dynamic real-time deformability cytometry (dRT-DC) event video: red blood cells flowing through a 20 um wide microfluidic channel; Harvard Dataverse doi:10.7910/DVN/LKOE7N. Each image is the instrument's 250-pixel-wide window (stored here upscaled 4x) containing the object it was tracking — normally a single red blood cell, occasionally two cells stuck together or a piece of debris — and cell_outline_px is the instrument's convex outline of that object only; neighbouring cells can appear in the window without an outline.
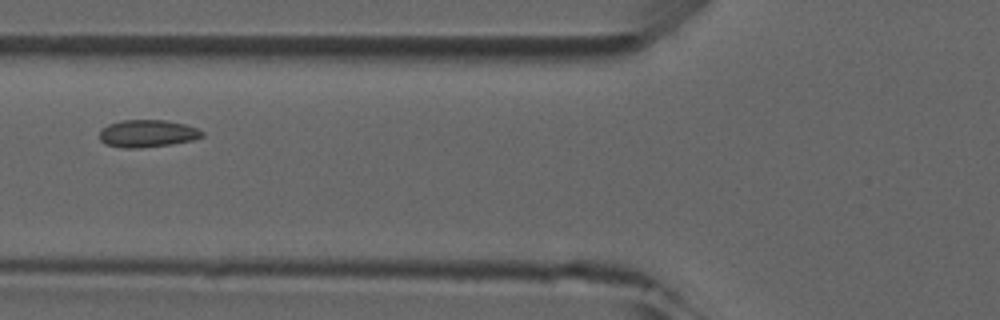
{"species": "common noctule bat (a hibernating species)", "species_latin": "Nyctalus noctula", "temperature_condition": "room temperature", "stored_images_in_passage": 6, "camera_frame_rate_fps": 3000, "um_per_image_px": 0.085, "animal": {"sex": "male", "forearm_length_mm": 52.5}, "frame": {"image": 1, "passage_image": 5, "time_ms": 4.667, "image_size_px": [1000, 320], "cell_outline_px": [[204, 136], [192, 140], [172, 144], [140, 148], [124, 148], [104, 144], [100, 140], [100, 128], [108, 124], [124, 120], [164, 120], [184, 124], [196, 128], [204, 132]], "centroid_in_image_um": [12.5, 11.35], "position_along_channel_um": 113.3, "area_um2": 16.42}}
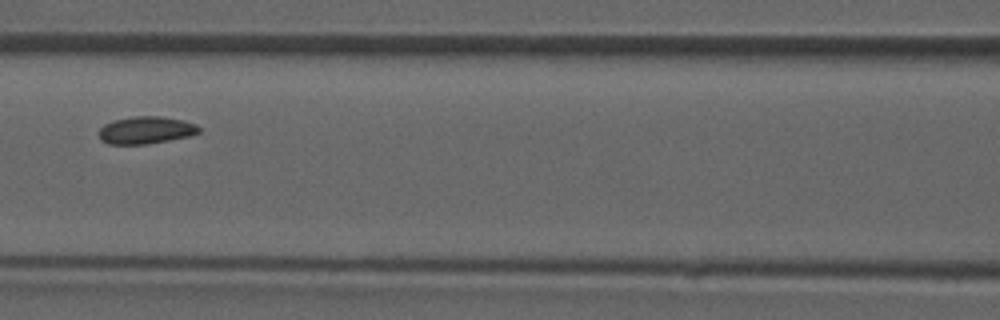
{"frame": {"image": 2, "passage_image": 6, "time_ms": 5.667, "image_size_px": [1000, 320], "cell_outline_px": [[200, 132], [192, 136], [148, 144], [108, 144], [100, 140], [100, 128], [104, 124], [112, 120], [136, 116], [160, 116], [184, 120], [196, 124], [200, 128]], "centroid_in_image_um": [12.43, 11.06], "position_along_channel_um": 154.2, "area_um2": 16.13}}